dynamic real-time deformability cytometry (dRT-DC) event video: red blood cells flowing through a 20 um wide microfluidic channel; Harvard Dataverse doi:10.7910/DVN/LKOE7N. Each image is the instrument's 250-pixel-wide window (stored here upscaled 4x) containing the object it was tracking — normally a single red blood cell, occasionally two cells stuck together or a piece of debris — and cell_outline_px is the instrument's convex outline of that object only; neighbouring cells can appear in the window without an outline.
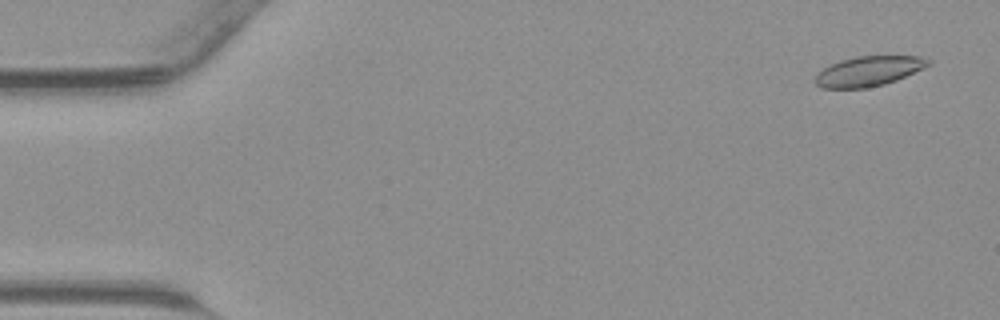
{"species": "common noctule bat (a hibernating species)", "species_latin": "Nyctalus noctula", "temperature_condition": "warm", "stored_images_in_passage": 44, "camera_frame_rate_fps": 3000, "um_per_image_px": 0.085, "animal": {"sex": "male", "body_mass_g": 23.1, "forearm_length_mm": 52.7}, "frame": {"image": 1, "passage_image": 2, "time_ms": 0.333, "image_size_px": [1000, 320], "cell_outline_px": [[932, 64], [924, 68], [896, 80], [884, 84], [868, 88], [820, 88], [812, 80], [824, 68], [840, 60], [856, 56], [920, 56], [932, 60]], "centroid_in_image_um": [73.85, 6.05], "position_along_channel_um": 11.1, "area_um2": 19.77}}
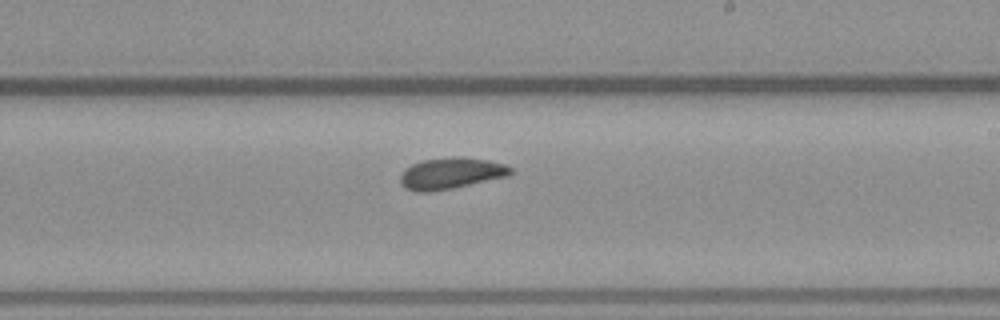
{"frame": {"image": 2, "passage_image": 26, "time_ms": 8.333, "image_size_px": [1000, 320], "cell_outline_px": [[512, 172], [508, 176], [452, 188], [428, 192], [416, 192], [404, 188], [400, 184], [400, 172], [404, 168], [412, 164], [424, 160], [452, 156], [488, 160], [504, 164], [512, 168]], "centroid_in_image_um": [38.27, 14.73], "position_along_channel_um": 250.7, "area_um2": 20.17}}
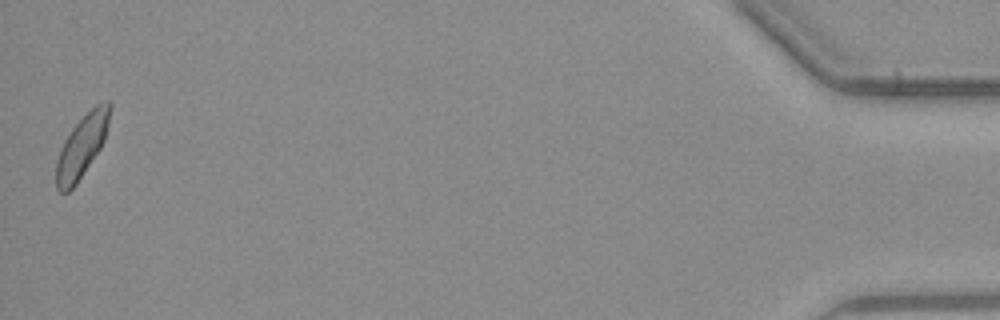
{"frame": {"image": 3, "passage_image": 44, "time_ms": 14.333, "image_size_px": [1000, 320], "cell_outline_px": [[112, 108], [104, 140], [100, 148], [76, 184], [68, 192], [60, 192], [56, 188], [56, 160], [60, 148], [64, 140], [72, 128], [96, 104], [104, 100], [112, 100]], "centroid_in_image_um": [6.97, 12.39], "position_along_channel_um": 428.2, "area_um2": 19.42}}